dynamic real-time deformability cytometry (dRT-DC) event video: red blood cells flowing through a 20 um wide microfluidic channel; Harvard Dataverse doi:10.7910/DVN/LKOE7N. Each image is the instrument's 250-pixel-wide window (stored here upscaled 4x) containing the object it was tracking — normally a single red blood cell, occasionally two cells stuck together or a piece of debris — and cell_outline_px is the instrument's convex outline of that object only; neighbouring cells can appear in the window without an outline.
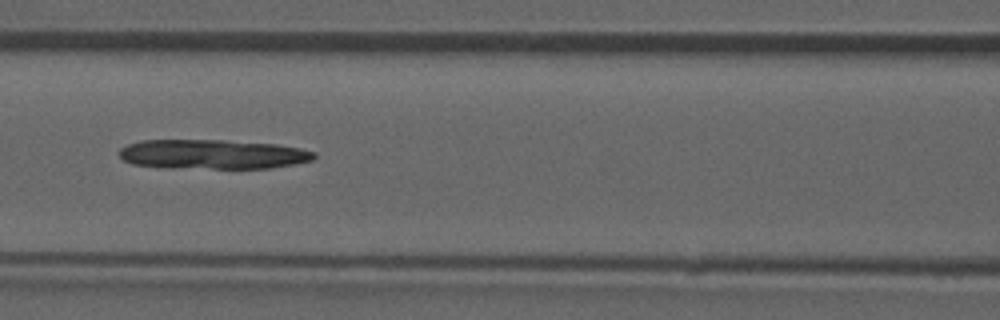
{"species": "common noctule bat (a hibernating species)", "species_latin": "Nyctalus noctula", "temperature_condition": "room temperature", "stored_images_in_passage": 31, "camera_frame_rate_fps": 3000, "um_per_image_px": 0.085, "animal": {"sex": "male", "forearm_length_mm": 52.5}, "frame": {"image": 1, "passage_image": 22, "time_ms": 7.0, "image_size_px": [1000, 320], "cell_outline_px": [[316, 156], [312, 160], [296, 164], [268, 168], [172, 168], [132, 164], [124, 160], [120, 156], [120, 148], [128, 144], [140, 140], [224, 140], [276, 144], [300, 148], [316, 152]], "centroid_in_image_um": [18.08, 13.11], "position_along_channel_um": 148.5, "area_um2": 33.58}}